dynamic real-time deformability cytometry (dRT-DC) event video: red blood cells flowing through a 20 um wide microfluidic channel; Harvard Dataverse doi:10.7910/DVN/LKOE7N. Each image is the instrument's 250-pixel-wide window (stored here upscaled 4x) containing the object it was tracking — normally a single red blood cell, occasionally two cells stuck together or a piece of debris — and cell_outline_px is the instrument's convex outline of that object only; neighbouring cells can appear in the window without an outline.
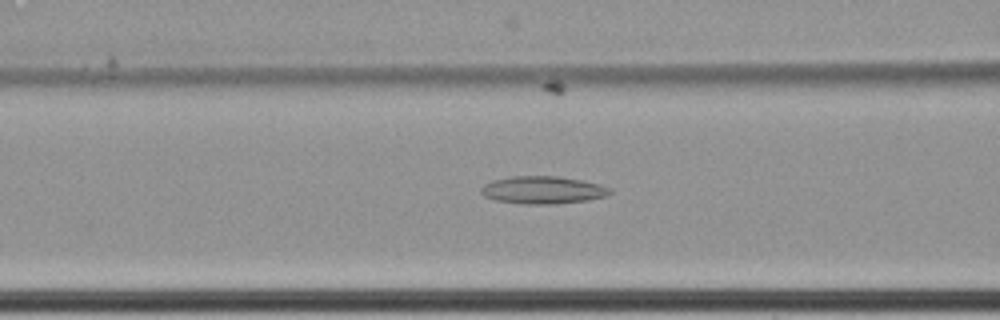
{"species": "common noctule bat (a hibernating species)", "species_latin": "Nyctalus noctula", "temperature_condition": "cold", "stored_images_in_passage": 59, "camera_frame_rate_fps": 3000, "um_per_image_px": 0.085, "animal": {"sex": "female", "body_mass_g": 22.7, "forearm_length_mm": 54.2}, "frame": {"image": 1, "passage_image": 30, "time_ms": 9.667, "image_size_px": [1000, 320], "cell_outline_px": [[612, 192], [604, 196], [588, 200], [556, 204], [524, 204], [496, 200], [484, 196], [480, 192], [480, 188], [484, 184], [492, 180], [512, 176], [560, 176], [584, 180], [600, 184], [612, 188]], "centroid_in_image_um": [46.15, 16.14], "position_along_channel_um": 120.5, "area_um2": 20.92}}
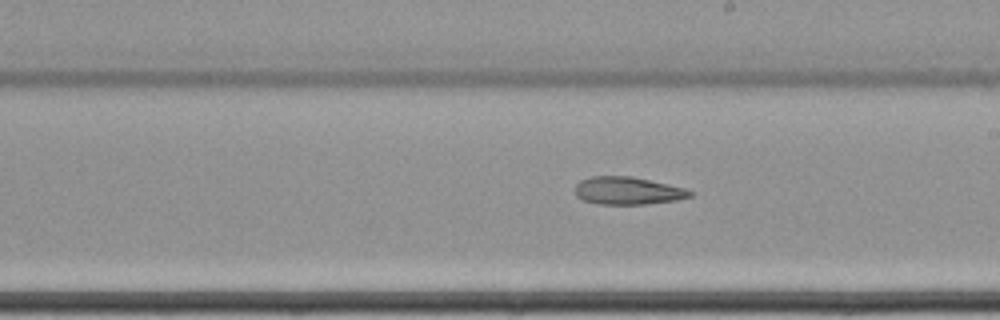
{"frame": {"image": 2, "passage_image": 40, "time_ms": 13.0, "image_size_px": [1000, 320], "cell_outline_px": [[692, 196], [676, 200], [644, 204], [596, 204], [584, 200], [576, 196], [576, 184], [580, 180], [592, 176], [632, 176], [668, 184], [684, 188], [692, 192]], "centroid_in_image_um": [53.33, 16.21], "position_along_channel_um": 235.7, "area_um2": 18.44}}
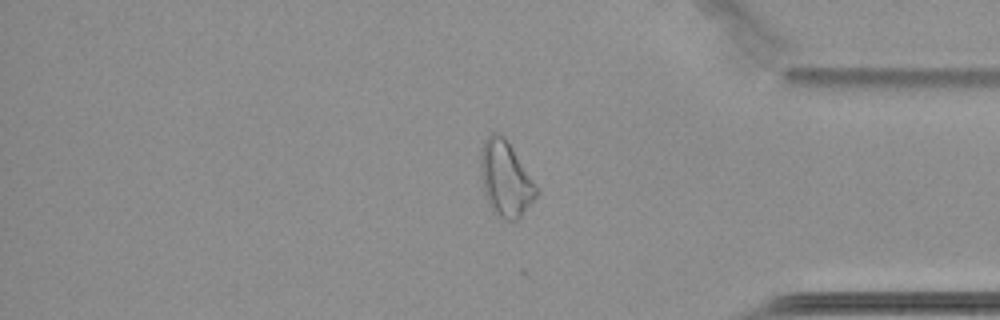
{"frame": {"image": 3, "passage_image": 55, "time_ms": 18.0, "image_size_px": [1000, 320], "cell_outline_px": [[540, 188], [536, 196], [520, 216], [516, 220], [504, 220], [496, 216], [492, 212], [484, 192], [480, 176], [480, 152], [484, 140], [492, 132], [500, 132], [504, 136]], "centroid_in_image_um": [42.95, 15.18], "position_along_channel_um": 392.2, "area_um2": 24.8}, "authors_computed_cell_mechanics": {"area_um2": 23.4668, "velocity_mm_per_s": 3.4589, "shape_relaxation_time_tau1_ms": null, "shape_relaxation_time_tau2_ms": 5.7629, "deformation_change_tau1": null, "deformation_change_tau2": 0.1467}}